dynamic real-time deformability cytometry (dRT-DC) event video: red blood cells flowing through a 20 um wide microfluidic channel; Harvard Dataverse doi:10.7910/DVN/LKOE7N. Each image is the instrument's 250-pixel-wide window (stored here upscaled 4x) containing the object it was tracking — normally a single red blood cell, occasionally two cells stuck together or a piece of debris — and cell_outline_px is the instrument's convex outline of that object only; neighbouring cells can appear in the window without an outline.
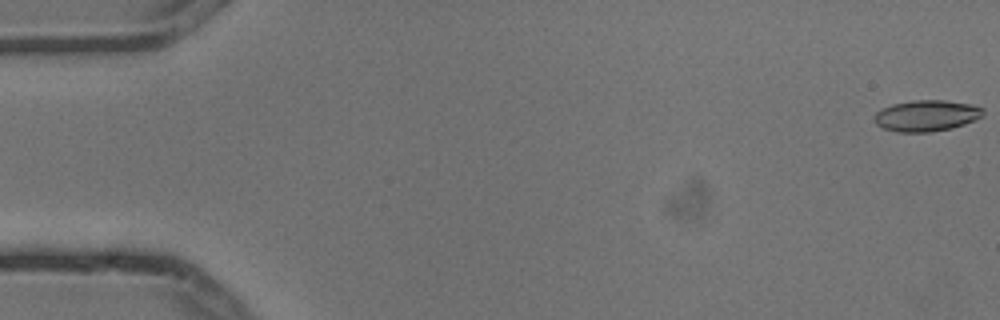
{"species": "common noctule bat (a hibernating species)", "species_latin": "Nyctalus noctula", "temperature_condition": "cold", "stored_images_in_passage": 6, "camera_frame_rate_fps": 3000, "um_per_image_px": 0.085, "animal": {"sex": "male", "body_mass_g": 13.3}, "frame": {"image": 1, "passage_image": 1, "time_ms": 0.0, "image_size_px": [1000, 320], "cell_outline_px": [[984, 116], [964, 124], [952, 128], [932, 132], [896, 132], [884, 128], [876, 124], [872, 120], [872, 116], [880, 108], [892, 104], [912, 100], [944, 100], [972, 104], [984, 108]], "centroid_in_image_um": [78.73, 9.83], "position_along_channel_um": 6.3, "area_um2": 20.11}}
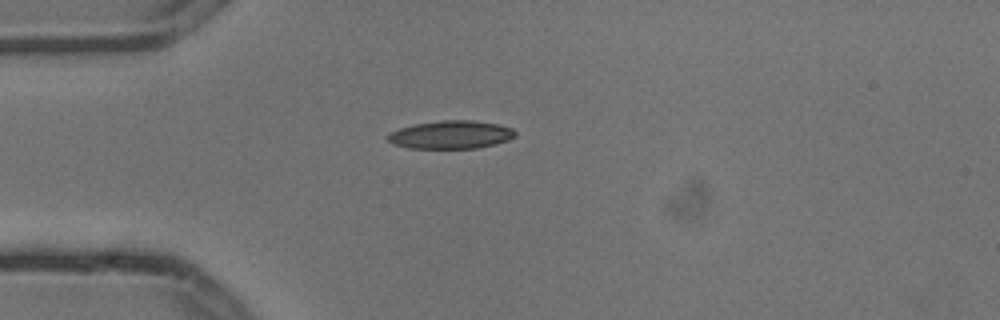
{"frame": {"image": 2, "passage_image": 5, "time_ms": 1.333, "image_size_px": [1000, 320], "cell_outline_px": [[516, 136], [508, 140], [496, 144], [476, 148], [408, 148], [392, 144], [384, 136], [388, 132], [400, 128], [416, 124], [440, 120], [472, 120], [500, 124], [512, 128], [516, 132]], "centroid_in_image_um": [38.31, 11.45], "position_along_channel_um": 46.7, "area_um2": 21.1}}